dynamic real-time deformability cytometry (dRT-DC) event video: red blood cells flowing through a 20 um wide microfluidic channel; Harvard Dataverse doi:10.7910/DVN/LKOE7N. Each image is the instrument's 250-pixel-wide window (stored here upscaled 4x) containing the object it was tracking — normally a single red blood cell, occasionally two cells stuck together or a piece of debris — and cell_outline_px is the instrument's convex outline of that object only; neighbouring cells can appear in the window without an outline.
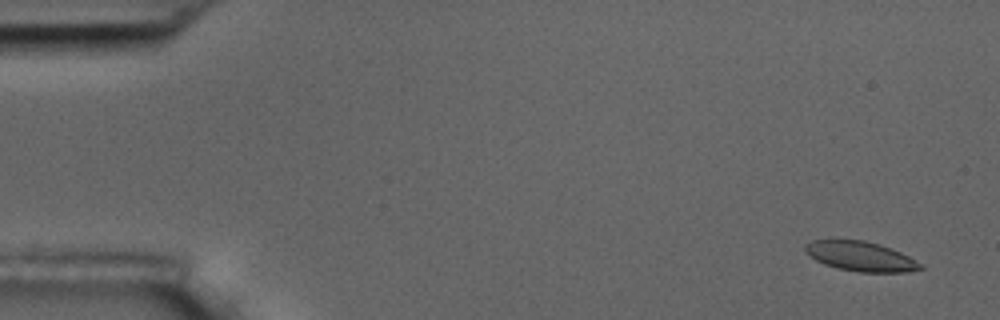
{"species": "common noctule bat (a hibernating species)", "species_latin": "Nyctalus noctula", "temperature_condition": "room temperature", "stored_images_in_passage": 6, "camera_frame_rate_fps": 3000, "um_per_image_px": 0.085, "animal": {"sex": "male", "body_mass_g": 17.5, "forearm_length_mm": 52.3}, "frame": {"image": 1, "passage_image": 1, "time_ms": 0.0, "image_size_px": [1000, 320], "cell_outline_px": [[924, 268], [904, 272], [860, 272], [840, 268], [824, 264], [816, 260], [804, 248], [804, 244], [812, 240], [832, 236], [864, 240], [880, 244], [900, 252], [924, 264]], "centroid_in_image_um": [73.11, 21.73], "position_along_channel_um": 11.9, "area_um2": 20.46}}